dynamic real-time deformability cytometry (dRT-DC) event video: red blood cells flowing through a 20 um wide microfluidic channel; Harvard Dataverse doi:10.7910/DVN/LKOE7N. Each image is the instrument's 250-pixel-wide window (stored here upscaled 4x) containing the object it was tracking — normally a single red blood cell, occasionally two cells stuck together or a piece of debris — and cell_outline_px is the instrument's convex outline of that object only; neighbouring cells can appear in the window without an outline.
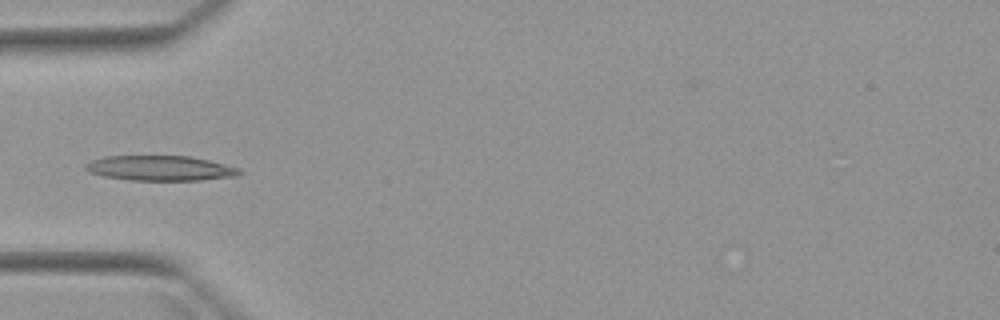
{"species": "Egyptian fruit bat (a non-hibernating species)", "species_latin": "Rousettus aegyptiacus", "temperature_condition": "warm", "stored_images_in_passage": 5, "camera_frame_rate_fps": 3000, "um_per_image_px": 0.085, "animal": {"sex": "female"}, "frame": {"image": 1, "passage_image": 5, "time_ms": 4.667, "image_size_px": [1000, 320], "cell_outline_px": [[244, 172], [236, 176], [200, 180], [128, 180], [104, 176], [88, 172], [84, 168], [84, 164], [92, 160], [104, 156], [188, 156], [208, 160], [240, 168]], "centroid_in_image_um": [13.6, 14.29], "position_along_channel_um": 71.4, "area_um2": 22.48}}